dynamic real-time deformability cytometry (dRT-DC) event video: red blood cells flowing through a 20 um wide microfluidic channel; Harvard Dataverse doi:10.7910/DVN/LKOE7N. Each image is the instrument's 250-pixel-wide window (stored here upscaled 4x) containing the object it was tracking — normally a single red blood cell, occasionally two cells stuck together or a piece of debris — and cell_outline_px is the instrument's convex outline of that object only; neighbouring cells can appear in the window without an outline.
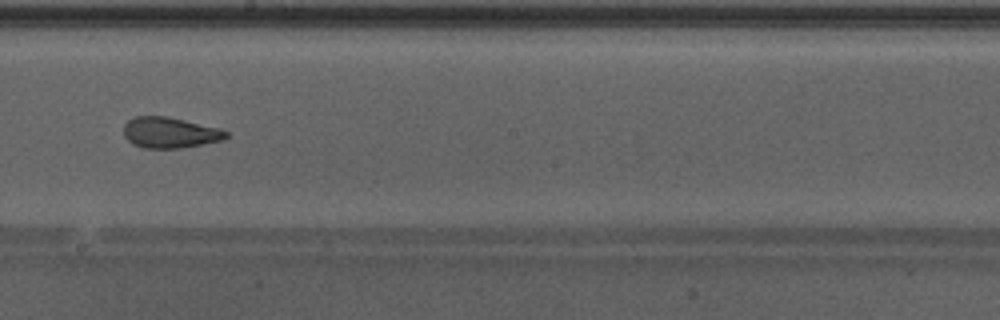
{"species": "Egyptian fruit bat (a non-hibernating species)", "species_latin": "Rousettus aegyptiacus", "temperature_condition": "warm", "stored_images_in_passage": 48, "camera_frame_rate_fps": 3000, "um_per_image_px": 0.085, "animal": {"sex": "male"}, "frame": {"image": 1, "passage_image": 28, "time_ms": 9.0, "image_size_px": [1000, 320], "cell_outline_px": [[228, 136], [224, 140], [180, 148], [144, 148], [132, 144], [124, 136], [124, 124], [128, 120], [136, 116], [168, 116], [220, 128], [228, 132]], "centroid_in_image_um": [14.44, 11.27], "position_along_channel_um": 233.8, "area_um2": 18.5}}